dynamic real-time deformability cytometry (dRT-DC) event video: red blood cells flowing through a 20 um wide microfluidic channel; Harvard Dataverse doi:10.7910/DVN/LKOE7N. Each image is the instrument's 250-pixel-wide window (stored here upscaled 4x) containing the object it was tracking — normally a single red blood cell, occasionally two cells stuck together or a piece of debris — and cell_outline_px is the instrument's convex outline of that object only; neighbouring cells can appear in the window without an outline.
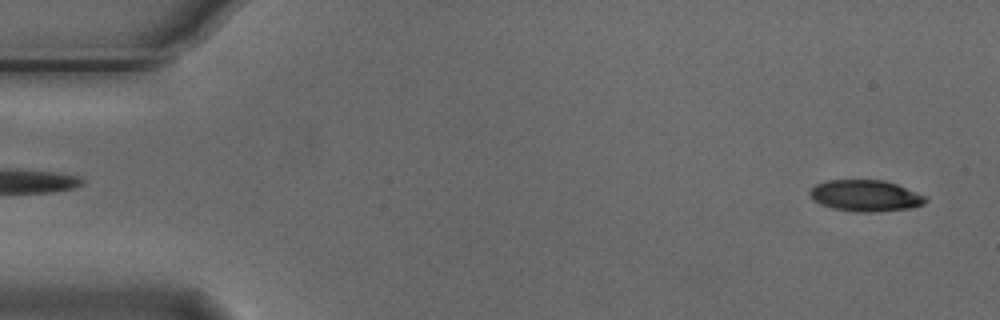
{"species": "Egyptian fruit bat (a non-hibernating species)", "species_latin": "Rousettus aegyptiacus", "temperature_condition": "cold", "stored_images_in_passage": 54, "camera_frame_rate_fps": 3000, "um_per_image_px": 0.085, "animal": {"sex": "male"}, "frame": {"image": 1, "passage_image": 2, "time_ms": 0.333, "image_size_px": [1000, 320], "cell_outline_px": [[928, 200], [924, 204], [912, 208], [876, 212], [856, 212], [832, 208], [820, 204], [812, 200], [808, 192], [816, 184], [828, 180], [884, 180], [896, 184], [928, 196]], "centroid_in_image_um": [73.58, 16.64], "position_along_channel_um": 11.4, "area_um2": 21.39}}
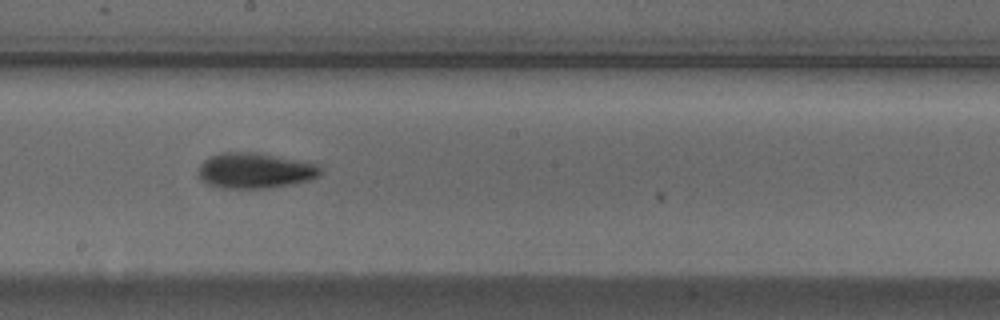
{"frame": {"image": 2, "passage_image": 29, "time_ms": 9.333, "image_size_px": [1000, 320], "cell_outline_px": [[324, 172], [320, 176], [308, 180], [292, 184], [268, 188], [220, 188], [204, 184], [200, 180], [200, 164], [204, 160], [220, 152], [256, 152], [316, 164]], "centroid_in_image_um": [21.66, 14.51], "position_along_channel_um": 226.5, "area_um2": 25.26}}
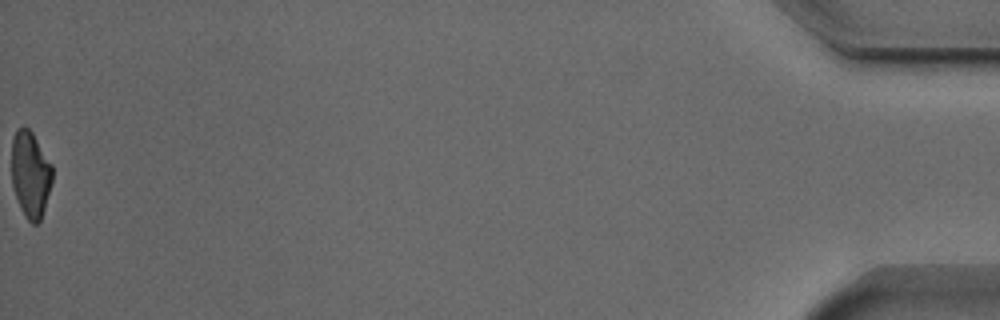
{"frame": {"image": 3, "passage_image": 54, "time_ms": 17.667, "image_size_px": [1000, 320], "cell_outline_px": [[52, 184], [40, 220], [36, 224], [32, 224], [24, 216], [20, 208], [12, 184], [12, 136], [16, 128], [24, 124], [32, 132], [52, 164]], "centroid_in_image_um": [2.58, 14.78], "position_along_channel_um": 432.6, "area_um2": 20.69}, "authors_computed_cell_mechanics": {"area_um2": 23.0622, "velocity_mm_per_s": 3.7549, "shape_relaxation_time_tau1_ms": 3.4786, "shape_relaxation_time_tau2_ms": 3.7782, "deformation_change_tau1": 0.1475, "deformation_change_tau2": 0.0979}}